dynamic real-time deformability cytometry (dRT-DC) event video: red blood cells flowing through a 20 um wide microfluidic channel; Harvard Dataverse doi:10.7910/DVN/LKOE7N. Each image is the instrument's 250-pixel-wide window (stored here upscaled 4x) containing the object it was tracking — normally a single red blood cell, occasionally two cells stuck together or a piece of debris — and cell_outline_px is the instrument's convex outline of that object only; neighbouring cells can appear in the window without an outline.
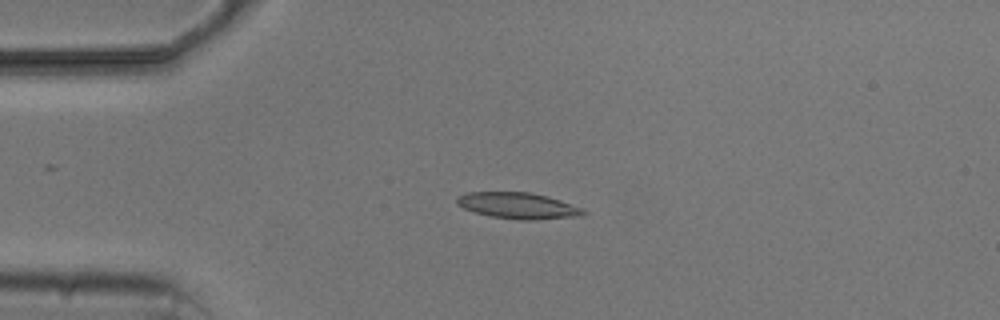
{"species": "common noctule bat (a hibernating species)", "species_latin": "Nyctalus noctula", "temperature_condition": "cold", "stored_images_in_passage": 5, "camera_frame_rate_fps": 3000, "um_per_image_px": 0.085, "animal": {"sex": "male", "body_mass_g": 20.5, "forearm_length_mm": 52.5}, "frame": {"image": 1, "passage_image": 4, "time_ms": 3.667, "image_size_px": [1000, 320], "cell_outline_px": [[588, 212], [580, 216], [532, 220], [520, 220], [492, 216], [476, 212], [464, 208], [456, 204], [456, 196], [464, 192], [532, 192], [548, 196], [584, 208]], "centroid_in_image_um": [44.04, 17.47], "position_along_channel_um": 41.0, "area_um2": 19.42}}